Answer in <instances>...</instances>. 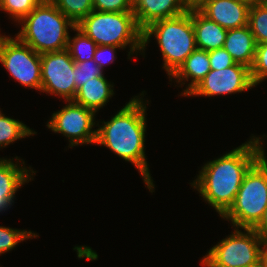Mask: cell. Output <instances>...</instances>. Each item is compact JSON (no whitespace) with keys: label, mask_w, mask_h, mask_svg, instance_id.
<instances>
[{"label":"cell","mask_w":267,"mask_h":267,"mask_svg":"<svg viewBox=\"0 0 267 267\" xmlns=\"http://www.w3.org/2000/svg\"><path fill=\"white\" fill-rule=\"evenodd\" d=\"M260 137L252 138L220 158L208 161L191 183L220 215L230 208L244 175L264 154Z\"/></svg>","instance_id":"6da1fadb"},{"label":"cell","mask_w":267,"mask_h":267,"mask_svg":"<svg viewBox=\"0 0 267 267\" xmlns=\"http://www.w3.org/2000/svg\"><path fill=\"white\" fill-rule=\"evenodd\" d=\"M135 96L110 121L96 129L95 144L106 146L138 169L150 192L154 184L146 161L144 142L146 131V105Z\"/></svg>","instance_id":"7a4b0ae2"},{"label":"cell","mask_w":267,"mask_h":267,"mask_svg":"<svg viewBox=\"0 0 267 267\" xmlns=\"http://www.w3.org/2000/svg\"><path fill=\"white\" fill-rule=\"evenodd\" d=\"M19 23L22 29L16 36L38 54L67 49L68 27H76L51 0L38 4Z\"/></svg>","instance_id":"3957f363"},{"label":"cell","mask_w":267,"mask_h":267,"mask_svg":"<svg viewBox=\"0 0 267 267\" xmlns=\"http://www.w3.org/2000/svg\"><path fill=\"white\" fill-rule=\"evenodd\" d=\"M143 49L154 35L164 60L163 68L170 77L196 47L192 10L168 19L157 20L143 29Z\"/></svg>","instance_id":"277c9868"},{"label":"cell","mask_w":267,"mask_h":267,"mask_svg":"<svg viewBox=\"0 0 267 267\" xmlns=\"http://www.w3.org/2000/svg\"><path fill=\"white\" fill-rule=\"evenodd\" d=\"M98 46L130 47L128 57L143 49V30L133 12H98L93 10L76 25Z\"/></svg>","instance_id":"5b68a950"},{"label":"cell","mask_w":267,"mask_h":267,"mask_svg":"<svg viewBox=\"0 0 267 267\" xmlns=\"http://www.w3.org/2000/svg\"><path fill=\"white\" fill-rule=\"evenodd\" d=\"M267 207V159L265 153L250 167L243 177L240 190L221 216L235 228L253 229Z\"/></svg>","instance_id":"8992f818"},{"label":"cell","mask_w":267,"mask_h":267,"mask_svg":"<svg viewBox=\"0 0 267 267\" xmlns=\"http://www.w3.org/2000/svg\"><path fill=\"white\" fill-rule=\"evenodd\" d=\"M238 228L213 246L201 261L205 267H250L262 259L264 241L253 229ZM246 232V233H245Z\"/></svg>","instance_id":"52a82bcc"},{"label":"cell","mask_w":267,"mask_h":267,"mask_svg":"<svg viewBox=\"0 0 267 267\" xmlns=\"http://www.w3.org/2000/svg\"><path fill=\"white\" fill-rule=\"evenodd\" d=\"M0 62L21 85L41 91V54L17 36L0 35Z\"/></svg>","instance_id":"ba28073f"},{"label":"cell","mask_w":267,"mask_h":267,"mask_svg":"<svg viewBox=\"0 0 267 267\" xmlns=\"http://www.w3.org/2000/svg\"><path fill=\"white\" fill-rule=\"evenodd\" d=\"M58 112L53 113L47 127L55 133H61L69 139V146L95 144V112L72 100Z\"/></svg>","instance_id":"9c48e42d"},{"label":"cell","mask_w":267,"mask_h":267,"mask_svg":"<svg viewBox=\"0 0 267 267\" xmlns=\"http://www.w3.org/2000/svg\"><path fill=\"white\" fill-rule=\"evenodd\" d=\"M74 63L67 49L41 54V92L73 100L77 92Z\"/></svg>","instance_id":"30bf717a"},{"label":"cell","mask_w":267,"mask_h":267,"mask_svg":"<svg viewBox=\"0 0 267 267\" xmlns=\"http://www.w3.org/2000/svg\"><path fill=\"white\" fill-rule=\"evenodd\" d=\"M250 68L235 63L222 70H211L188 96H216L240 93L251 89Z\"/></svg>","instance_id":"8fae6325"},{"label":"cell","mask_w":267,"mask_h":267,"mask_svg":"<svg viewBox=\"0 0 267 267\" xmlns=\"http://www.w3.org/2000/svg\"><path fill=\"white\" fill-rule=\"evenodd\" d=\"M250 6L242 0H209L197 10L209 20L229 30L248 25Z\"/></svg>","instance_id":"7c38bea8"},{"label":"cell","mask_w":267,"mask_h":267,"mask_svg":"<svg viewBox=\"0 0 267 267\" xmlns=\"http://www.w3.org/2000/svg\"><path fill=\"white\" fill-rule=\"evenodd\" d=\"M188 11L186 0H134L133 14L143 30L151 23L179 16Z\"/></svg>","instance_id":"4fadbf2b"},{"label":"cell","mask_w":267,"mask_h":267,"mask_svg":"<svg viewBox=\"0 0 267 267\" xmlns=\"http://www.w3.org/2000/svg\"><path fill=\"white\" fill-rule=\"evenodd\" d=\"M33 173H36L33 169L29 171L27 167L20 166L11 159L0 158V212L7 210L12 205L16 191L25 182L33 180L31 177L34 175Z\"/></svg>","instance_id":"5bb4252c"},{"label":"cell","mask_w":267,"mask_h":267,"mask_svg":"<svg viewBox=\"0 0 267 267\" xmlns=\"http://www.w3.org/2000/svg\"><path fill=\"white\" fill-rule=\"evenodd\" d=\"M256 42L248 25L227 30L223 48L236 63L251 68L255 58Z\"/></svg>","instance_id":"9a60e30c"},{"label":"cell","mask_w":267,"mask_h":267,"mask_svg":"<svg viewBox=\"0 0 267 267\" xmlns=\"http://www.w3.org/2000/svg\"><path fill=\"white\" fill-rule=\"evenodd\" d=\"M210 71L208 51L196 48L169 79L174 77L177 83L185 84L182 81H189V78H191L188 87L181 93L184 96H188Z\"/></svg>","instance_id":"2e32d148"},{"label":"cell","mask_w":267,"mask_h":267,"mask_svg":"<svg viewBox=\"0 0 267 267\" xmlns=\"http://www.w3.org/2000/svg\"><path fill=\"white\" fill-rule=\"evenodd\" d=\"M192 24L198 49L211 51L223 48L227 29L209 20L198 10H192Z\"/></svg>","instance_id":"e0dca14e"},{"label":"cell","mask_w":267,"mask_h":267,"mask_svg":"<svg viewBox=\"0 0 267 267\" xmlns=\"http://www.w3.org/2000/svg\"><path fill=\"white\" fill-rule=\"evenodd\" d=\"M113 90V85L106 80L103 74L90 79L89 82L79 87L72 101L96 113L113 96Z\"/></svg>","instance_id":"ac0fdd59"},{"label":"cell","mask_w":267,"mask_h":267,"mask_svg":"<svg viewBox=\"0 0 267 267\" xmlns=\"http://www.w3.org/2000/svg\"><path fill=\"white\" fill-rule=\"evenodd\" d=\"M73 30L77 31V34L72 39L69 37L67 44L71 58L75 63L92 60L98 45L77 26Z\"/></svg>","instance_id":"d6986e66"},{"label":"cell","mask_w":267,"mask_h":267,"mask_svg":"<svg viewBox=\"0 0 267 267\" xmlns=\"http://www.w3.org/2000/svg\"><path fill=\"white\" fill-rule=\"evenodd\" d=\"M36 134L19 120L0 114V148L8 146L18 139Z\"/></svg>","instance_id":"ffe728a7"},{"label":"cell","mask_w":267,"mask_h":267,"mask_svg":"<svg viewBox=\"0 0 267 267\" xmlns=\"http://www.w3.org/2000/svg\"><path fill=\"white\" fill-rule=\"evenodd\" d=\"M248 27L254 35L256 44L267 42V3L250 6Z\"/></svg>","instance_id":"44dd1931"},{"label":"cell","mask_w":267,"mask_h":267,"mask_svg":"<svg viewBox=\"0 0 267 267\" xmlns=\"http://www.w3.org/2000/svg\"><path fill=\"white\" fill-rule=\"evenodd\" d=\"M75 25L79 24L93 9V0H51Z\"/></svg>","instance_id":"7402d4cb"},{"label":"cell","mask_w":267,"mask_h":267,"mask_svg":"<svg viewBox=\"0 0 267 267\" xmlns=\"http://www.w3.org/2000/svg\"><path fill=\"white\" fill-rule=\"evenodd\" d=\"M44 0H0V10L9 13L18 23Z\"/></svg>","instance_id":"603a6c76"},{"label":"cell","mask_w":267,"mask_h":267,"mask_svg":"<svg viewBox=\"0 0 267 267\" xmlns=\"http://www.w3.org/2000/svg\"><path fill=\"white\" fill-rule=\"evenodd\" d=\"M32 237H38V235L32 233V231H21L0 226V254L11 251L19 242Z\"/></svg>","instance_id":"cb8c5ba5"},{"label":"cell","mask_w":267,"mask_h":267,"mask_svg":"<svg viewBox=\"0 0 267 267\" xmlns=\"http://www.w3.org/2000/svg\"><path fill=\"white\" fill-rule=\"evenodd\" d=\"M250 75L255 86L267 78V42L256 45L255 58L250 68Z\"/></svg>","instance_id":"d4e9b609"},{"label":"cell","mask_w":267,"mask_h":267,"mask_svg":"<svg viewBox=\"0 0 267 267\" xmlns=\"http://www.w3.org/2000/svg\"><path fill=\"white\" fill-rule=\"evenodd\" d=\"M103 75V70L92 59L81 63H74V82L76 90L90 79Z\"/></svg>","instance_id":"484cf974"},{"label":"cell","mask_w":267,"mask_h":267,"mask_svg":"<svg viewBox=\"0 0 267 267\" xmlns=\"http://www.w3.org/2000/svg\"><path fill=\"white\" fill-rule=\"evenodd\" d=\"M134 0H93V9L98 12H133Z\"/></svg>","instance_id":"4316f807"},{"label":"cell","mask_w":267,"mask_h":267,"mask_svg":"<svg viewBox=\"0 0 267 267\" xmlns=\"http://www.w3.org/2000/svg\"><path fill=\"white\" fill-rule=\"evenodd\" d=\"M208 56L211 70H222L236 63L224 48L208 51Z\"/></svg>","instance_id":"83f0119b"},{"label":"cell","mask_w":267,"mask_h":267,"mask_svg":"<svg viewBox=\"0 0 267 267\" xmlns=\"http://www.w3.org/2000/svg\"><path fill=\"white\" fill-rule=\"evenodd\" d=\"M120 47L112 46V45H101L97 46L93 60L96 64L103 70L105 64H109L110 62L113 63L114 59L116 58L114 53L115 49ZM108 54V55H107Z\"/></svg>","instance_id":"f1b7e54d"},{"label":"cell","mask_w":267,"mask_h":267,"mask_svg":"<svg viewBox=\"0 0 267 267\" xmlns=\"http://www.w3.org/2000/svg\"><path fill=\"white\" fill-rule=\"evenodd\" d=\"M256 234L264 241H267V207L263 213L261 220L253 228Z\"/></svg>","instance_id":"f546056e"},{"label":"cell","mask_w":267,"mask_h":267,"mask_svg":"<svg viewBox=\"0 0 267 267\" xmlns=\"http://www.w3.org/2000/svg\"><path fill=\"white\" fill-rule=\"evenodd\" d=\"M188 10H197L199 7H201L205 2L209 0H186Z\"/></svg>","instance_id":"4dcf8cb0"},{"label":"cell","mask_w":267,"mask_h":267,"mask_svg":"<svg viewBox=\"0 0 267 267\" xmlns=\"http://www.w3.org/2000/svg\"><path fill=\"white\" fill-rule=\"evenodd\" d=\"M262 259L267 265V241L264 242L263 249H262Z\"/></svg>","instance_id":"1f68e13d"},{"label":"cell","mask_w":267,"mask_h":267,"mask_svg":"<svg viewBox=\"0 0 267 267\" xmlns=\"http://www.w3.org/2000/svg\"><path fill=\"white\" fill-rule=\"evenodd\" d=\"M245 1L247 3H249L250 5L252 4H260V3H267V0H242Z\"/></svg>","instance_id":"d6a6232c"},{"label":"cell","mask_w":267,"mask_h":267,"mask_svg":"<svg viewBox=\"0 0 267 267\" xmlns=\"http://www.w3.org/2000/svg\"><path fill=\"white\" fill-rule=\"evenodd\" d=\"M250 267H267L266 263L263 261V259H260L257 263L253 264Z\"/></svg>","instance_id":"836d02e7"}]
</instances>
